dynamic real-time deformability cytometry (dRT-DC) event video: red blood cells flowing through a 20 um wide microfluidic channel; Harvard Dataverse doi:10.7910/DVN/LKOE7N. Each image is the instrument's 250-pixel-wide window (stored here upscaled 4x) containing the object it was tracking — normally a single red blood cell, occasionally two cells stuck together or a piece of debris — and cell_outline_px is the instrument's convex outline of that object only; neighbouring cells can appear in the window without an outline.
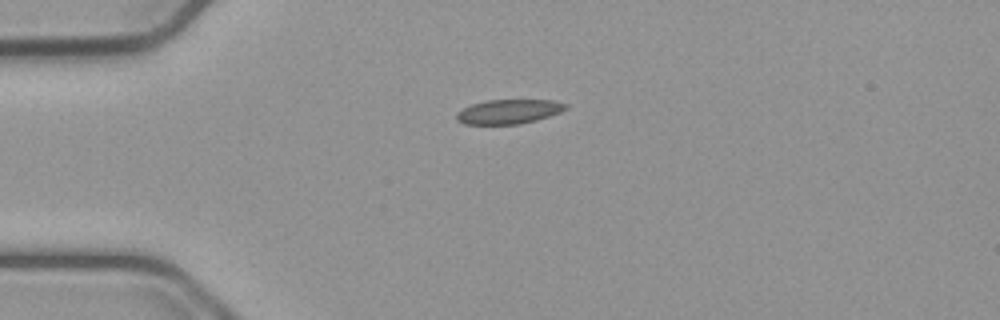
{"species": "common noctule bat (a hibernating species)", "species_latin": "Nyctalus noctula", "temperature_condition": "cold", "stored_images_in_passage": 42, "camera_frame_rate_fps": 3000, "um_per_image_px": 0.085, "animal": {"sex": "male", "body_mass_g": 23.1, "forearm_length_mm": 52.7}, "frame": {"image": 1, "passage_image": 1, "time_ms": 0.0, "image_size_px": [1000, 320], "cell_outline_px": [[568, 108], [560, 112], [536, 120], [520, 124], [464, 124], [456, 120], [456, 112], [472, 104], [488, 100], [552, 100], [568, 104]], "centroid_in_image_um": [43.24, 9.49], "position_along_channel_um": 41.8, "area_um2": 15.49}}
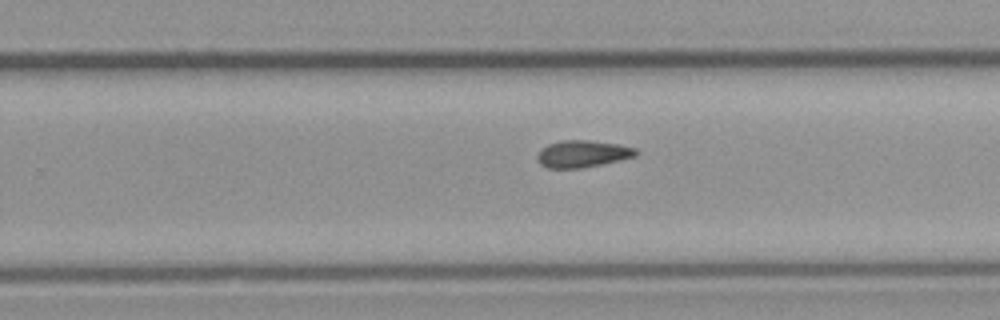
{"frame": {"image": 2, "passage_image": 22, "time_ms": 7.0, "image_size_px": [1000, 320], "cell_outline_px": [[640, 152], [636, 156], [620, 160], [580, 168], [548, 168], [540, 164], [536, 160], [536, 156], [548, 144], [560, 140], [588, 140], [620, 144], [636, 148]], "centroid_in_image_um": [49.54, 13.07], "position_along_channel_um": 280.3, "area_um2": 15.55}}
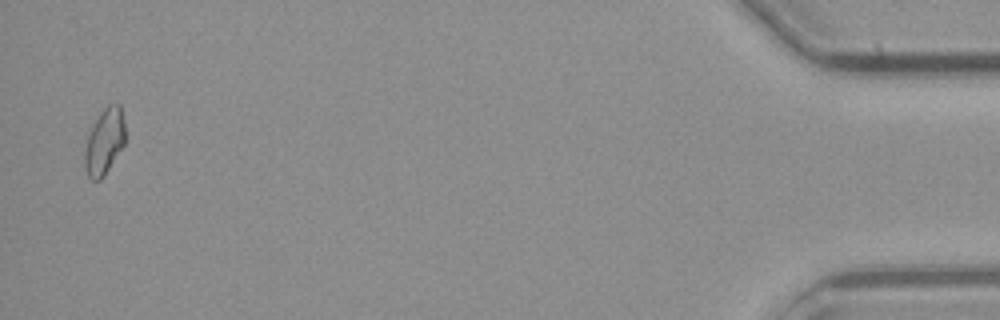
{"frame": {"image": 3, "passage_image": 41, "time_ms": 13.333, "image_size_px": [1000, 320], "cell_outline_px": [[124, 144], [104, 176], [100, 180], [92, 180], [88, 176], [84, 164], [84, 152], [88, 136], [96, 120], [104, 108], [108, 104], [120, 104], [124, 120]], "centroid_in_image_um": [8.87, 12.05], "position_along_channel_um": 426.3, "area_um2": 15.26}}